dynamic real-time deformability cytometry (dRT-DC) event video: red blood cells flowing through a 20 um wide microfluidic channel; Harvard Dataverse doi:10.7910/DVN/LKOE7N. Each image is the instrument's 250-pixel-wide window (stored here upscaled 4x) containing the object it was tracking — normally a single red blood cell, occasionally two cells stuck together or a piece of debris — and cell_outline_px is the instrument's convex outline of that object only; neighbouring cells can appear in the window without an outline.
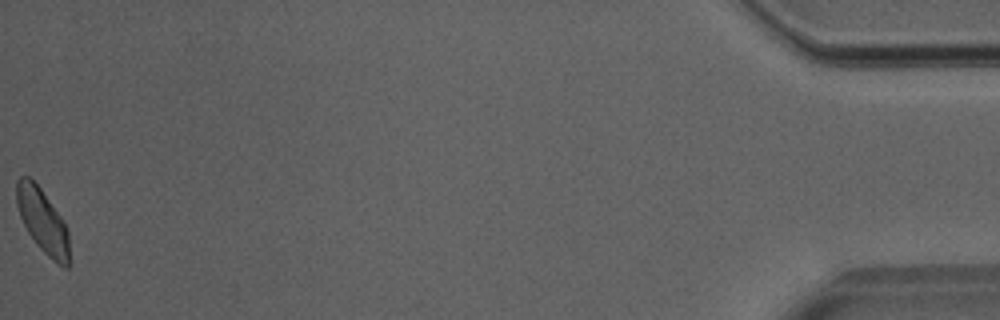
{"species": "Egyptian fruit bat (a non-hibernating species)", "species_latin": "Rousettus aegyptiacus", "temperature_condition": "room temperature", "stored_images_in_passage": 49, "camera_frame_rate_fps": 3000, "um_per_image_px": 0.085, "animal": {"sex": "male"}, "frame": {"image": 1, "passage_image": 49, "time_ms": 16.0, "image_size_px": [1000, 320], "cell_outline_px": [[68, 268], [64, 268], [52, 260], [36, 244], [28, 232], [20, 216], [16, 204], [16, 180], [20, 176], [28, 176], [40, 188], [64, 220], [68, 232]], "centroid_in_image_um": [3.61, 18.77], "position_along_channel_um": 431.6, "area_um2": 19.54}}